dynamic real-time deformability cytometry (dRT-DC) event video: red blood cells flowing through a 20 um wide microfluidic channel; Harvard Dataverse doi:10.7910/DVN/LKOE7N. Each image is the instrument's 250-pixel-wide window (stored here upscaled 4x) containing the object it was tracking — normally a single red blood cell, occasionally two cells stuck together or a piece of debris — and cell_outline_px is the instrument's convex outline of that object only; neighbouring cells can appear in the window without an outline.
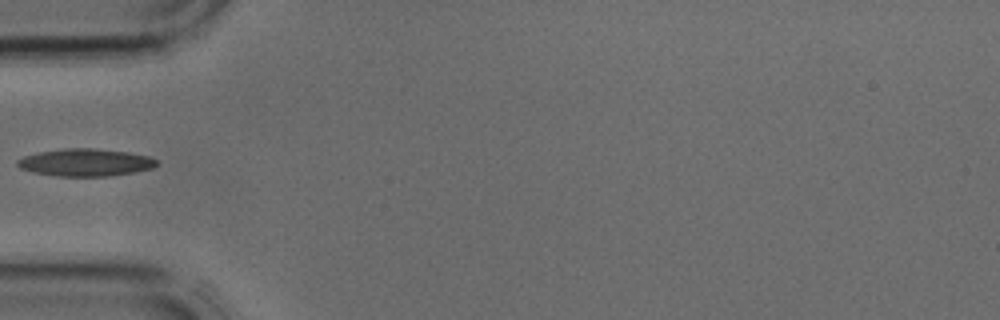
{"species": "common noctule bat (a hibernating species)", "species_latin": "Nyctalus noctula", "temperature_condition": "cold", "stored_images_in_passage": 3, "camera_frame_rate_fps": 3000, "um_per_image_px": 0.085, "animal": {"sex": "male", "body_mass_g": 17.9, "forearm_length_mm": 54.2}, "frame": {"image": 1, "passage_image": 3, "time_ms": 0.667, "image_size_px": [1000, 320], "cell_outline_px": [[156, 164], [152, 168], [132, 172], [108, 176], [56, 176], [32, 172], [20, 168], [16, 164], [16, 160], [24, 156], [40, 152], [64, 148], [96, 148], [128, 152], [148, 156], [156, 160]], "centroid_in_image_um": [7.22, 13.8], "position_along_channel_um": 77.8, "area_um2": 22.14}}